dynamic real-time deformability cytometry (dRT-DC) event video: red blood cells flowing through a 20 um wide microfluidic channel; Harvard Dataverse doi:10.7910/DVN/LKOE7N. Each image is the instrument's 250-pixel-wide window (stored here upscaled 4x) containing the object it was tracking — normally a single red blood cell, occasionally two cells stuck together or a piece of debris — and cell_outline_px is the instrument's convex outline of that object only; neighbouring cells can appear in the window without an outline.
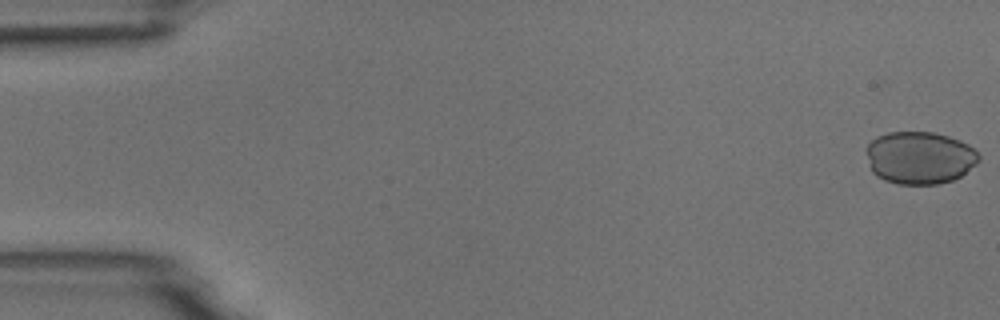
{"species": "common noctule bat (a hibernating species)", "species_latin": "Nyctalus noctula", "temperature_condition": "room temperature", "stored_images_in_passage": 6, "camera_frame_rate_fps": 3000, "um_per_image_px": 0.085, "animal": {"sex": "male", "body_mass_g": 18.8}, "frame": {"image": 1, "passage_image": 1, "time_ms": 0.0, "image_size_px": [1000, 320], "cell_outline_px": [[980, 160], [976, 164], [960, 176], [952, 180], [936, 184], [900, 184], [884, 180], [876, 176], [872, 172], [868, 156], [868, 144], [876, 136], [888, 132], [932, 132], [948, 136], [960, 140], [968, 144], [980, 156]], "centroid_in_image_um": [78.18, 13.4], "position_along_channel_um": 6.8, "area_um2": 34.28}}